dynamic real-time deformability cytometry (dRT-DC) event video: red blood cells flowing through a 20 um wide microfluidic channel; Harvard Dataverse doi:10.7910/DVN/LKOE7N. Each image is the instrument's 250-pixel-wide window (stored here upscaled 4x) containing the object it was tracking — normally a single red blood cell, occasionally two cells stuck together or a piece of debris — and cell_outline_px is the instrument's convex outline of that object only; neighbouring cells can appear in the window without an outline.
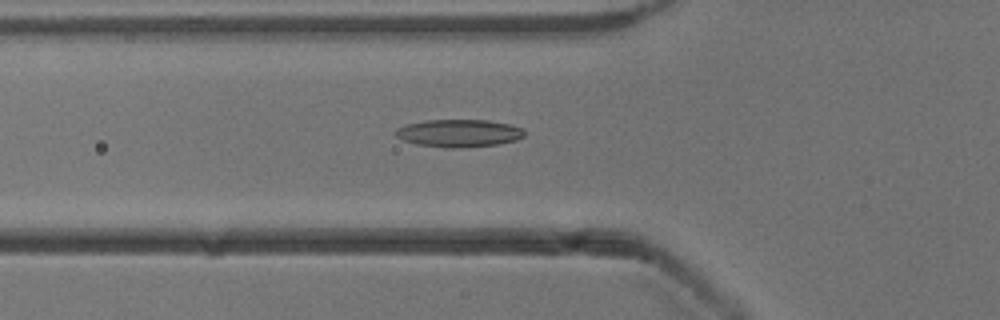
{"species": "common noctule bat (a hibernating species)", "species_latin": "Nyctalus noctula", "temperature_condition": "cold", "stored_images_in_passage": 53, "camera_frame_rate_fps": 3000, "um_per_image_px": 0.085, "animal": {"sex": "male", "body_mass_g": 13.3}, "frame": {"image": 1, "passage_image": 19, "time_ms": 6.0, "image_size_px": [1000, 320], "cell_outline_px": [[524, 136], [516, 140], [496, 144], [460, 148], [448, 148], [416, 144], [404, 140], [396, 136], [396, 128], [408, 124], [428, 120], [488, 120], [508, 124], [524, 128]], "centroid_in_image_um": [39.02, 11.32], "position_along_channel_um": 86.8, "area_um2": 20.58}}
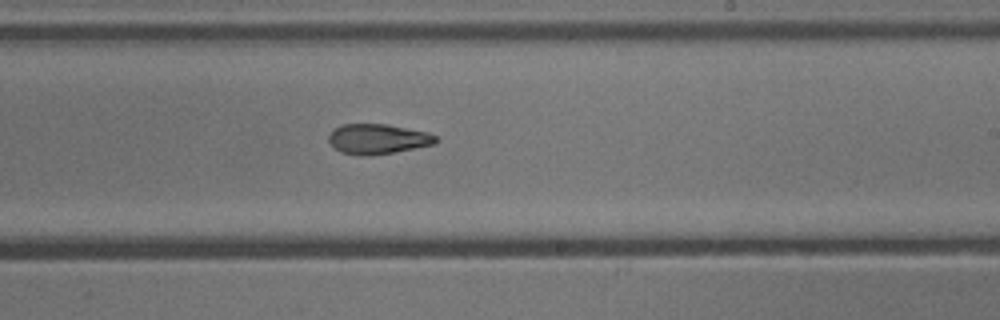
{"frame": {"image": 2, "passage_image": 32, "time_ms": 10.333, "image_size_px": [1000, 320], "cell_outline_px": [[436, 144], [392, 152], [368, 156], [360, 156], [340, 152], [328, 140], [328, 136], [336, 128], [344, 124], [388, 124], [428, 132], [436, 136]], "centroid_in_image_um": [32.12, 11.81], "position_along_channel_um": 256.9, "area_um2": 18.61}}
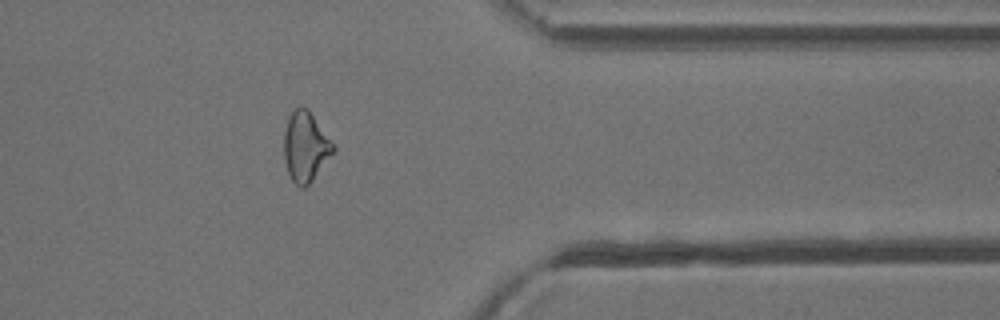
{"frame": {"image": 3, "passage_image": 43, "time_ms": 14.0, "image_size_px": [1000, 320], "cell_outline_px": [[336, 148], [312, 180], [304, 188], [300, 188], [292, 180], [288, 172], [284, 160], [284, 132], [288, 116], [292, 108], [308, 108]], "centroid_in_image_um": [25.93, 12.45], "position_along_channel_um": 385.5, "area_um2": 19.83}, "authors_computed_cell_mechanics": {"area_um2": 19.7676, "velocity_mm_per_s": 3.9072, "shape_relaxation_time_tau1_ms": 9.4568, "shape_relaxation_time_tau2_ms": 4.6619, "deformation_change_tau1": 0.2468, "deformation_change_tau2": 0.1383}}